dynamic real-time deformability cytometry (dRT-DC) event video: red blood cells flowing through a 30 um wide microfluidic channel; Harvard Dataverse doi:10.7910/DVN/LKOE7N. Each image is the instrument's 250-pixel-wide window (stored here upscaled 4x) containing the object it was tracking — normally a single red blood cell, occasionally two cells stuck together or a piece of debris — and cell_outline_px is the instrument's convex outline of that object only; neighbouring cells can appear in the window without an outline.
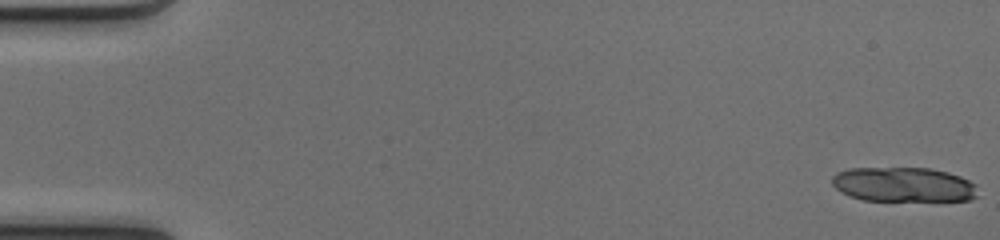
{"species": "common noctule bat (a hibernating species)", "species_latin": "Nyctalus noctula", "temperature_condition": "cold", "stored_images_in_passage": 5, "camera_frame_rate_fps": 3000, "um_per_image_px": 0.085, "animal": {"sex": "female", "body_mass_g": 17.0, "forearm_length_mm": 48.0}, "frame": {"image": 1, "passage_image": 1, "time_ms": 0.0, "image_size_px": [1000, 240], "cell_outline_px": [[980, 196], [968, 200], [864, 200], [848, 196], [840, 192], [832, 184], [832, 176], [836, 172], [848, 168], [928, 168], [948, 172], [960, 176], [976, 184]], "centroid_in_image_um": [76.8, 15.68], "position_along_channel_um": 8.2, "area_um2": 29.59}}